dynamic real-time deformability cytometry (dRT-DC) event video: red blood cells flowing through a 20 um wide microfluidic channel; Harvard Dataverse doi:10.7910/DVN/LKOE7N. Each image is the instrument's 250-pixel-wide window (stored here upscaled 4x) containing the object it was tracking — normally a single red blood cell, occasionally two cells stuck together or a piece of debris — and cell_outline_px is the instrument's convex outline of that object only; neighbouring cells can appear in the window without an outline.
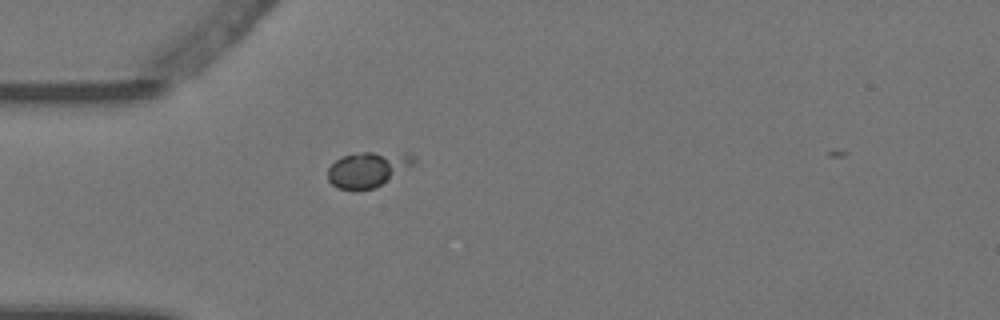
{"species": "Egyptian fruit bat (a non-hibernating species)", "species_latin": "Rousettus aegyptiacus", "temperature_condition": "warm", "stored_images_in_passage": 2, "camera_frame_rate_fps": 3000, "um_per_image_px": 0.085, "animal": {"sex": "female"}, "frame": {"image": 1, "passage_image": 1, "time_ms": 0.0, "image_size_px": [1000, 320], "cell_outline_px": [[416, 160], [412, 164], [380, 184], [372, 188], [336, 188], [328, 180], [328, 168], [340, 156], [360, 152], [404, 152], [416, 156]], "centroid_in_image_um": [31.23, 14.34], "position_along_channel_um": 53.8, "area_um2": 17.22}}